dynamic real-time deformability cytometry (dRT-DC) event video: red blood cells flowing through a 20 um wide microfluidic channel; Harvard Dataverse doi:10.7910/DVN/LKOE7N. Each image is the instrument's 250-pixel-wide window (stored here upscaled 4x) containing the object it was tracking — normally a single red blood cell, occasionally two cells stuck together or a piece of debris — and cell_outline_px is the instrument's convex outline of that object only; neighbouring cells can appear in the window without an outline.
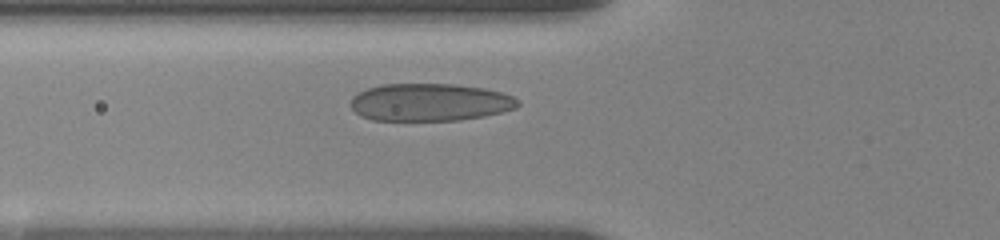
{"species": "human", "species_latin": "Homo sapiens", "temperature_condition": "room temperature", "stored_images_in_passage": 7, "camera_frame_rate_fps": 3000, "um_per_image_px": 0.085, "donor": {"sex": "female"}, "frame": {"image": 1, "passage_image": 3, "time_ms": 0.667, "image_size_px": [1000, 240], "cell_outline_px": [[520, 104], [516, 108], [484, 116], [460, 120], [372, 120], [360, 116], [348, 104], [352, 96], [368, 88], [380, 84], [456, 84], [484, 88], [500, 92], [512, 96]], "centroid_in_image_um": [36.5, 8.69], "position_along_channel_um": 89.3, "area_um2": 36.65}}
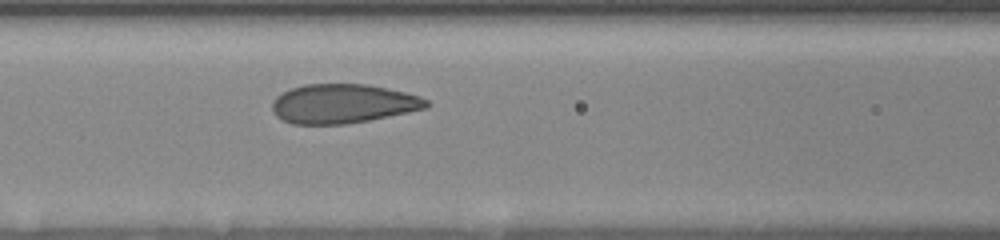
{"frame": {"image": 2, "passage_image": 7, "time_ms": 2.0, "image_size_px": [1000, 240], "cell_outline_px": [[432, 104], [428, 108], [348, 124], [292, 124], [276, 116], [272, 108], [272, 100], [276, 96], [292, 88], [304, 84], [368, 84], [388, 88], [420, 96], [428, 100]], "centroid_in_image_um": [29.17, 8.81], "position_along_channel_um": 137.4, "area_um2": 35.32}}